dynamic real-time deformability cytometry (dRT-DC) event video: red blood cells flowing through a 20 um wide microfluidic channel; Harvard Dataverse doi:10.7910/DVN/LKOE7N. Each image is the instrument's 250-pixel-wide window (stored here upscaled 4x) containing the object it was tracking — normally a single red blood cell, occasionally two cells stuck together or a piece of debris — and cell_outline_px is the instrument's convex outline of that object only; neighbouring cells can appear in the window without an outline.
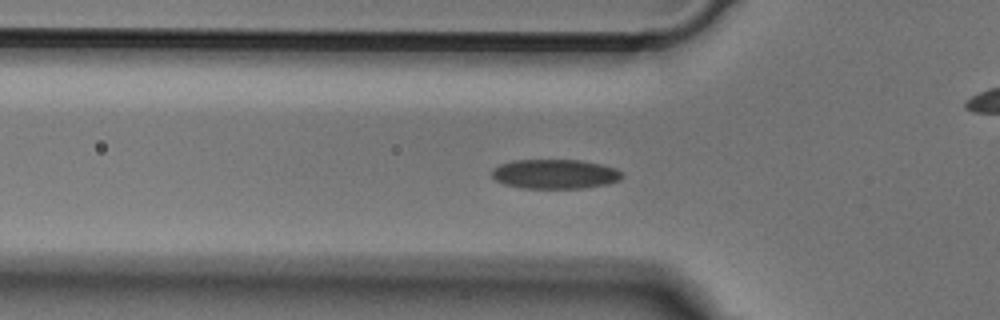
{"species": "Egyptian fruit bat (a non-hibernating species)", "species_latin": "Rousettus aegyptiacus", "temperature_condition": "cold", "stored_images_in_passage": 51, "camera_frame_rate_fps": 3000, "um_per_image_px": 0.085, "animal": {"sex": "male"}, "frame": {"image": 1, "passage_image": 16, "time_ms": 5.0, "image_size_px": [1000, 320], "cell_outline_px": [[624, 176], [620, 180], [608, 184], [584, 188], [524, 188], [504, 184], [496, 180], [492, 176], [492, 168], [500, 164], [512, 160], [580, 160], [600, 164], [616, 168]], "centroid_in_image_um": [47.17, 14.79], "position_along_channel_um": 78.6, "area_um2": 22.43}}
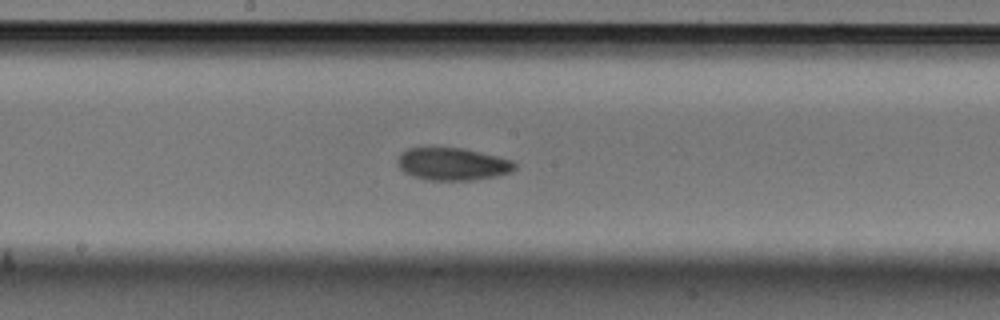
{"frame": {"image": 2, "passage_image": 26, "time_ms": 8.333, "image_size_px": [1000, 320], "cell_outline_px": [[516, 168], [512, 172], [496, 176], [472, 180], [424, 180], [412, 176], [404, 172], [400, 168], [400, 152], [408, 148], [424, 144], [432, 144], [464, 148], [512, 160], [516, 164]], "centroid_in_image_um": [38.43, 13.89], "position_along_channel_um": 209.8, "area_um2": 23.0}}
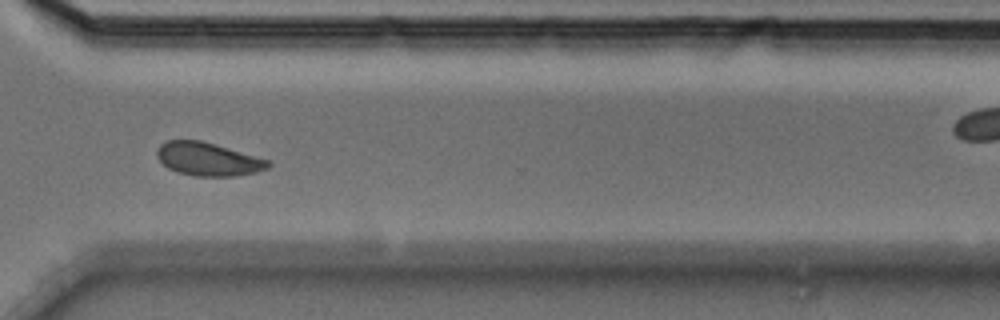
{"frame": {"image": 3, "passage_image": 37, "time_ms": 12.0, "image_size_px": [1000, 320], "cell_outline_px": [[272, 164], [268, 168], [256, 172], [236, 176], [196, 176], [180, 172], [168, 168], [156, 156], [156, 148], [160, 144], [168, 140], [200, 140], [268, 160]], "centroid_in_image_um": [17.66, 13.53], "position_along_channel_um": 352.9, "area_um2": 21.27}}